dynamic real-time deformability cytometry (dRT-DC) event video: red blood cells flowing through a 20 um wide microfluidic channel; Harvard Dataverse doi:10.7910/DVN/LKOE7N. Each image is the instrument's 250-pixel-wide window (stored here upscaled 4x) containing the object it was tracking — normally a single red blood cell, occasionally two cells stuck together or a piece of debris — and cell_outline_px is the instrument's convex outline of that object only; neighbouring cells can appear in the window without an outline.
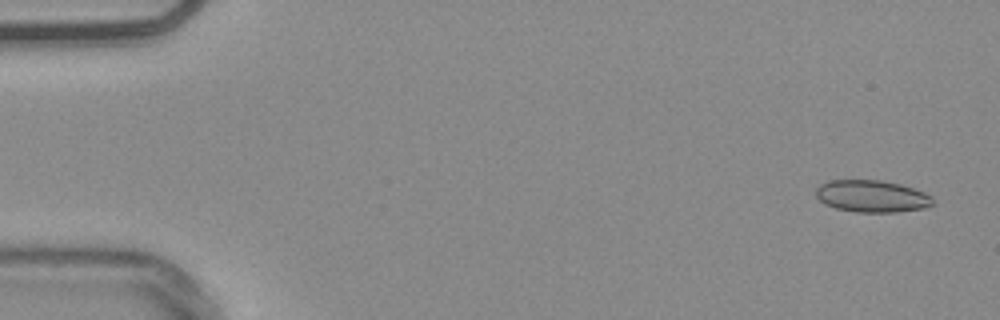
{"species": "common noctule bat (a hibernating species)", "species_latin": "Nyctalus noctula", "temperature_condition": "warm", "stored_images_in_passage": 18, "camera_frame_rate_fps": 3000, "um_per_image_px": 0.085, "animal": {"sex": "male", "body_mass_g": 20.4}, "frame": {"image": 1, "passage_image": 1, "time_ms": 0.0, "image_size_px": [1000, 320], "cell_outline_px": [[936, 204], [924, 208], [896, 212], [856, 212], [836, 208], [824, 204], [816, 196], [816, 188], [820, 184], [828, 180], [880, 180], [900, 184], [924, 192], [932, 196]], "centroid_in_image_um": [74.12, 16.68], "position_along_channel_um": 10.9, "area_um2": 21.96}}
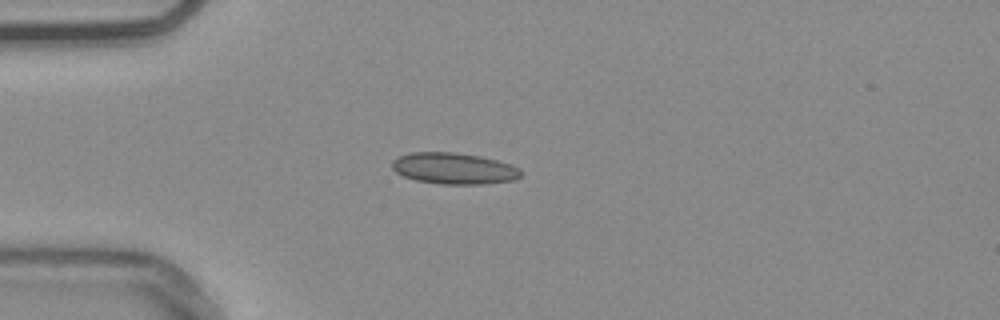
{"frame": {"image": 2, "passage_image": 13, "time_ms": 4.0, "image_size_px": [1000, 320], "cell_outline_px": [[524, 172], [520, 176], [512, 180], [484, 184], [440, 184], [416, 180], [404, 176], [396, 172], [392, 168], [392, 160], [400, 156], [412, 152], [456, 152], [480, 156], [512, 164], [520, 168]], "centroid_in_image_um": [38.61, 14.31], "position_along_channel_um": 46.4, "area_um2": 23.58}}